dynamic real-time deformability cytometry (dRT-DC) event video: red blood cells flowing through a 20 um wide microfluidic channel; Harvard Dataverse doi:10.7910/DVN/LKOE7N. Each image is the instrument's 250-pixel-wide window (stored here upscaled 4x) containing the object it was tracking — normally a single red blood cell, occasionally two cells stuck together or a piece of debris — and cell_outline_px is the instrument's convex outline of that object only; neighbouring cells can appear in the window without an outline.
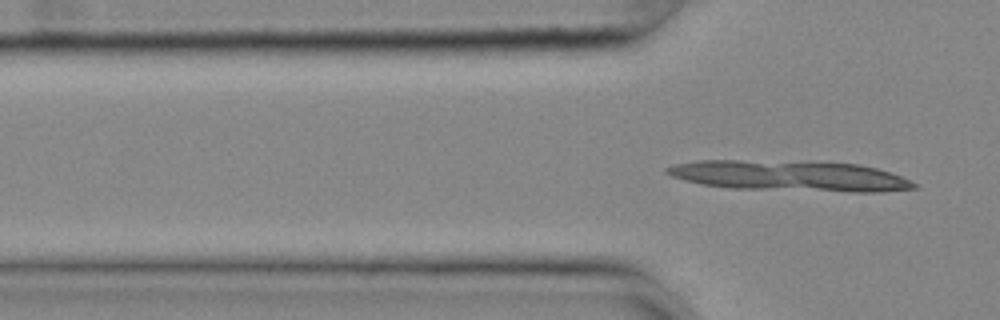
{"species": "common noctule bat (a hibernating species)", "species_latin": "Nyctalus noctula", "temperature_condition": "cold", "stored_images_in_passage": 4, "camera_frame_rate_fps": 3000, "um_per_image_px": 0.085, "animal": {"sex": "female", "body_mass_g": 25.1}, "frame": {"image": 1, "passage_image": 4, "time_ms": 1.0, "image_size_px": [1000, 320], "cell_outline_px": [[916, 188], [880, 192], [852, 192], [732, 188], [700, 184], [684, 180], [672, 176], [664, 172], [664, 168], [676, 164], [696, 160], [736, 160], [860, 164], [876, 168], [900, 176], [916, 184]], "centroid_in_image_um": [67.07, 14.96], "position_along_channel_um": 58.7, "area_um2": 43.52}}